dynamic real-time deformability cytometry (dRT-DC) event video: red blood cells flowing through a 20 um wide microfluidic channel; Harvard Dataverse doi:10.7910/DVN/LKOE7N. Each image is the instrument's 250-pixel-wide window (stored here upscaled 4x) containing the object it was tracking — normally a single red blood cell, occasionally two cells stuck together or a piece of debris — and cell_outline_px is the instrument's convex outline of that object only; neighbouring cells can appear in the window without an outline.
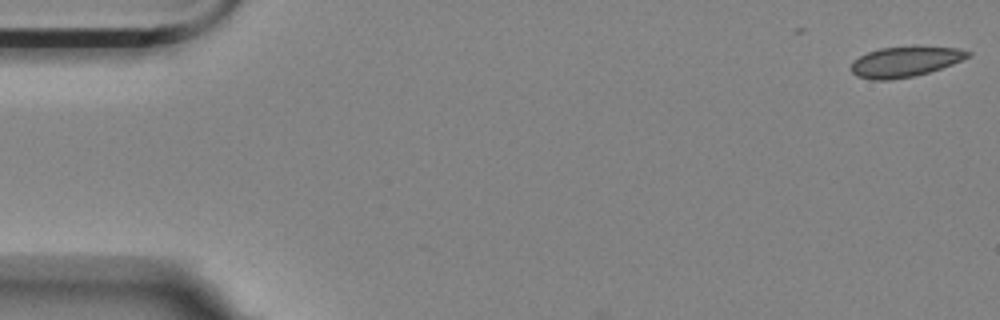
{"species": "Egyptian fruit bat (a non-hibernating species)", "species_latin": "Rousettus aegyptiacus", "temperature_condition": "room temperature", "stored_images_in_passage": 2, "camera_frame_rate_fps": 3000, "um_per_image_px": 0.085, "animal": {"sex": "female"}, "frame": {"image": 1, "passage_image": 2, "time_ms": 0.333, "image_size_px": [1000, 320], "cell_outline_px": [[972, 56], [952, 64], [928, 72], [912, 76], [888, 80], [872, 80], [856, 76], [848, 68], [852, 60], [868, 52], [880, 48], [912, 44], [916, 44], [956, 48], [972, 52]], "centroid_in_image_um": [76.92, 5.2], "position_along_channel_um": 8.1, "area_um2": 21.33}}